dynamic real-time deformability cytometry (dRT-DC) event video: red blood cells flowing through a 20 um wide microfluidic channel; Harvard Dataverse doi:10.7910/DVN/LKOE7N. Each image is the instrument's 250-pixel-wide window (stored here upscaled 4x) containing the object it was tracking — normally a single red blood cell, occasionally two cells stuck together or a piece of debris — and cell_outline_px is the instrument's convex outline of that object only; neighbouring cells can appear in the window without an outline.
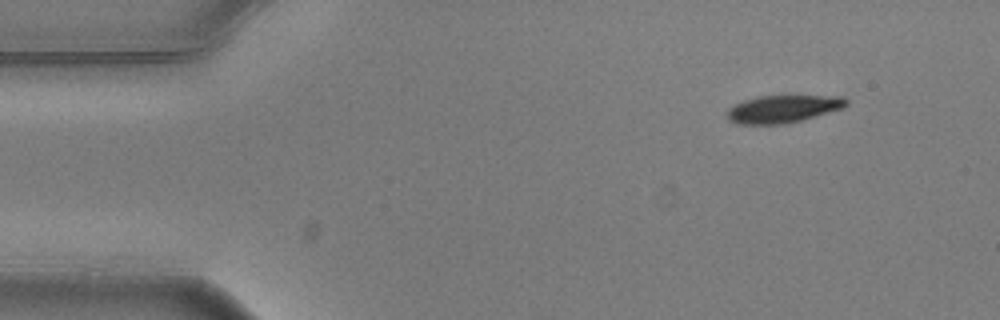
{"species": "common noctule bat (a hibernating species)", "species_latin": "Nyctalus noctula", "temperature_condition": "warm", "stored_images_in_passage": 8, "camera_frame_rate_fps": 3000, "um_per_image_px": 0.085, "animal": {"sex": "male", "body_mass_g": 20.5, "forearm_length_mm": 52.5}, "frame": {"image": 1, "passage_image": 1, "time_ms": 0.0, "image_size_px": [1000, 320], "cell_outline_px": [[848, 104], [844, 108], [800, 120], [784, 124], [736, 124], [728, 120], [728, 108], [744, 100], [756, 96], [788, 92], [844, 96], [848, 100]], "centroid_in_image_um": [66.63, 9.18], "position_along_channel_um": 18.4, "area_um2": 20.35}}
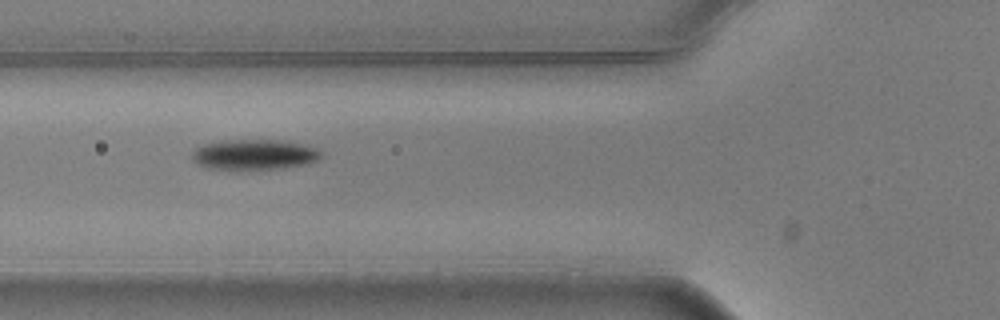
{"frame": {"image": 2, "passage_image": 5, "time_ms": 1.333, "image_size_px": [1000, 320], "cell_outline_px": [[320, 156], [316, 160], [304, 164], [280, 168], [208, 168], [196, 164], [192, 156], [192, 152], [196, 148], [204, 144], [220, 140], [288, 140], [304, 144], [316, 148], [320, 152]], "centroid_in_image_um": [21.59, 13.1], "position_along_channel_um": 104.2, "area_um2": 22.43}}
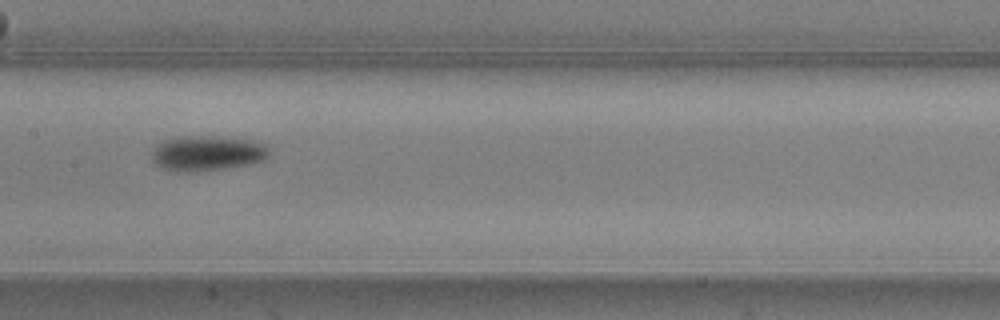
{"frame": {"image": 3, "passage_image": 7, "time_ms": 2.0, "image_size_px": [1000, 320], "cell_outline_px": [[268, 156], [264, 160], [252, 164], [228, 168], [200, 172], [168, 172], [152, 164], [152, 152], [156, 144], [164, 140], [180, 136], [216, 136], [252, 140], [264, 144], [268, 152]], "centroid_in_image_um": [17.54, 13.05], "position_along_channel_um": 189.9, "area_um2": 24.68}}